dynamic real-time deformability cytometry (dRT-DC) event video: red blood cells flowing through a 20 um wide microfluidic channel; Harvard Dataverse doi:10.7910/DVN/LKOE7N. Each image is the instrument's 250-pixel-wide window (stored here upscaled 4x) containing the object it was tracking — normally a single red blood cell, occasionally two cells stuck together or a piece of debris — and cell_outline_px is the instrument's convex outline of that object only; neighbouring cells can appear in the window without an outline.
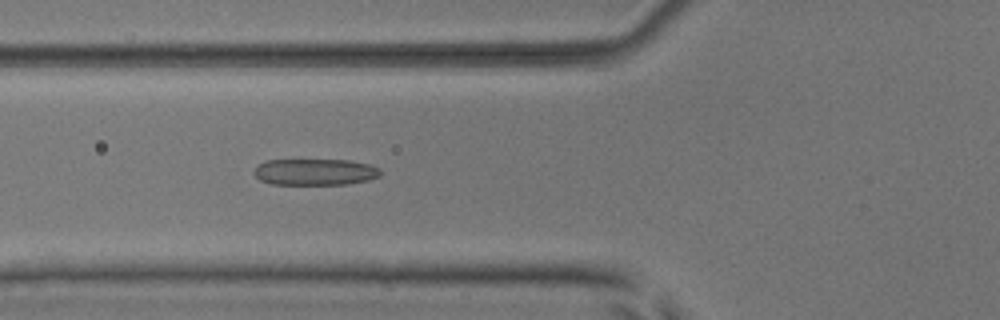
{"species": "common noctule bat (a hibernating species)", "species_latin": "Nyctalus noctula", "temperature_condition": "room temperature", "stored_images_in_passage": 5, "camera_frame_rate_fps": 3000, "um_per_image_px": 0.085, "animal": {"sex": "male", "body_mass_g": 17.9, "forearm_length_mm": 54.2}, "frame": {"image": 1, "passage_image": 5, "time_ms": 4.667, "image_size_px": [1000, 320], "cell_outline_px": [[380, 176], [368, 180], [348, 184], [272, 184], [260, 180], [252, 172], [260, 164], [268, 160], [348, 160], [368, 164], [380, 168]], "centroid_in_image_um": [26.79, 14.62], "position_along_channel_um": 99.0, "area_um2": 19.36}}